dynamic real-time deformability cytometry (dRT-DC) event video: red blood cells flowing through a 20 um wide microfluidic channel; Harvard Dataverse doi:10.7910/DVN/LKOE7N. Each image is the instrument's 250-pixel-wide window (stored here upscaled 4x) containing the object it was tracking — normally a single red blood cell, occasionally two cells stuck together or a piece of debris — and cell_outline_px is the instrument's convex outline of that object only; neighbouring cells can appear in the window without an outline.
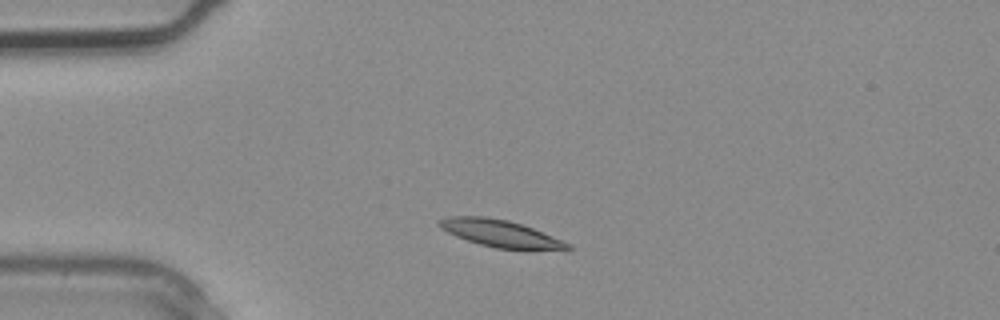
{"species": "common noctule bat (a hibernating species)", "species_latin": "Nyctalus noctula", "temperature_condition": "warm", "stored_images_in_passage": 1, "camera_frame_rate_fps": 3000, "um_per_image_px": 0.085, "animal": {"sex": "male", "body_mass_g": 20.4}, "frame": {"image": 1, "passage_image": 1, "time_ms": 0.0, "image_size_px": [1000, 320], "cell_outline_px": [[572, 252], [528, 252], [496, 248], [480, 244], [456, 236], [440, 228], [436, 224], [440, 220], [448, 216], [484, 216], [508, 220], [532, 228], [572, 244]], "centroid_in_image_um": [42.72, 19.92], "position_along_channel_um": 42.3, "area_um2": 21.27}}